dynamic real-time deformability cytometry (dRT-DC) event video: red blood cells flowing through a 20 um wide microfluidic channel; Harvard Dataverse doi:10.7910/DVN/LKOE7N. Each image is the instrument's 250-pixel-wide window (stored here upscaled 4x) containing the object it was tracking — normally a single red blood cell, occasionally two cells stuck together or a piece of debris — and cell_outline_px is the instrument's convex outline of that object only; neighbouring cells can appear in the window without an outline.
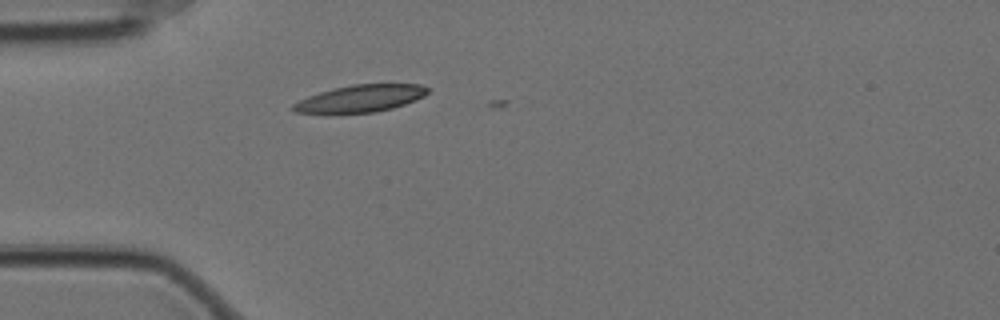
{"species": "Egyptian fruit bat (a non-hibernating species)", "species_latin": "Rousettus aegyptiacus", "temperature_condition": "cold", "stored_images_in_passage": 4, "camera_frame_rate_fps": 3000, "um_per_image_px": 0.085, "animal": {"sex": "female"}, "frame": {"image": 1, "passage_image": 3, "time_ms": 0.667, "image_size_px": [1000, 320], "cell_outline_px": [[432, 88], [424, 96], [416, 100], [392, 108], [376, 112], [296, 112], [292, 108], [292, 104], [308, 96], [332, 88], [352, 84], [420, 84]], "centroid_in_image_um": [30.71, 8.34], "position_along_channel_um": 54.3, "area_um2": 20.98}}